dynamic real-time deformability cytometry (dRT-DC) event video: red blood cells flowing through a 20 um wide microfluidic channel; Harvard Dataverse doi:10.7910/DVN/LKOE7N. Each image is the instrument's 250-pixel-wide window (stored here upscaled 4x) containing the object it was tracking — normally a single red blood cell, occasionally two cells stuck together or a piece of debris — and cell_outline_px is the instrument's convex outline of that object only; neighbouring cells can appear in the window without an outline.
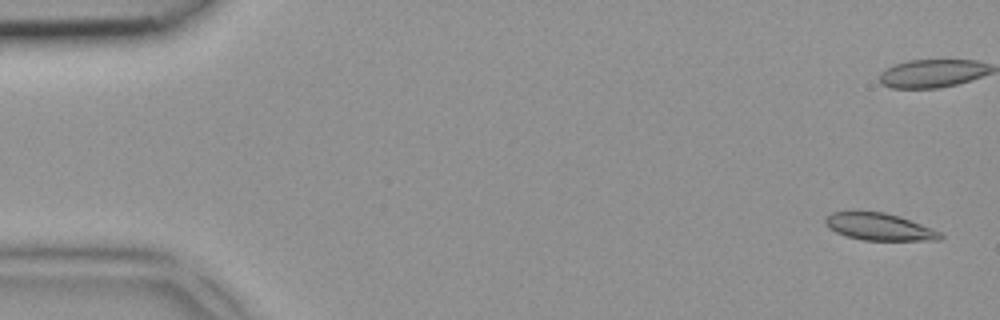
{"species": "common noctule bat (a hibernating species)", "species_latin": "Nyctalus noctula", "temperature_condition": "room temperature", "stored_images_in_passage": 6, "camera_frame_rate_fps": 3000, "um_per_image_px": 0.085, "animal": {"sex": "female", "body_mass_g": 18.4}, "frame": {"image": 1, "passage_image": 1, "time_ms": 0.0, "image_size_px": [1000, 320], "cell_outline_px": [[944, 236], [940, 240], [864, 240], [848, 236], [836, 232], [828, 228], [824, 224], [824, 220], [832, 212], [884, 212], [900, 216], [940, 232]], "centroid_in_image_um": [74.73, 19.28], "position_along_channel_um": 10.3, "area_um2": 17.92}}